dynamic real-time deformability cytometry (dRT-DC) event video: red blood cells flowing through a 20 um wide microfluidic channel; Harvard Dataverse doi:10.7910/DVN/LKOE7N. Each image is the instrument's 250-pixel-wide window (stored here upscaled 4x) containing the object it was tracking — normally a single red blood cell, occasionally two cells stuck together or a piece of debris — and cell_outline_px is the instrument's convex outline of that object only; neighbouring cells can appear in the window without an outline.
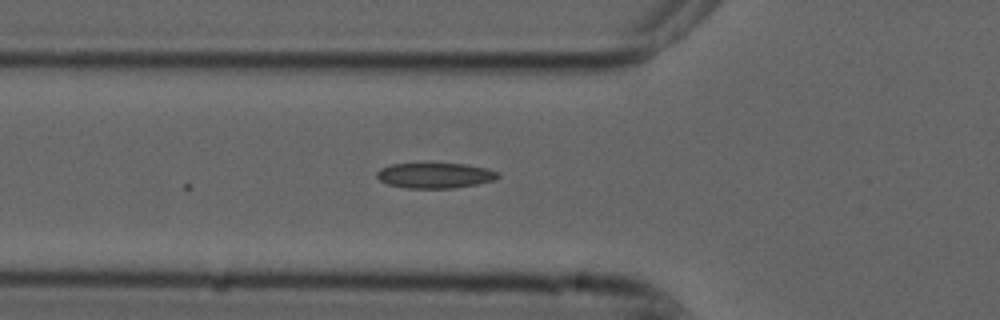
{"species": "common noctule bat (a hibernating species)", "species_latin": "Nyctalus noctula", "temperature_condition": "cold", "stored_images_in_passage": 3, "camera_frame_rate_fps": 3000, "um_per_image_px": 0.085, "animal": {"sex": "male", "forearm_length_mm": 52.5}, "frame": {"image": 1, "passage_image": 3, "time_ms": 0.667, "image_size_px": [1000, 320], "cell_outline_px": [[500, 176], [496, 180], [476, 184], [452, 188], [408, 188], [388, 184], [380, 180], [376, 176], [376, 172], [380, 168], [392, 164], [468, 164], [488, 168], [496, 172]], "centroid_in_image_um": [36.99, 14.91], "position_along_channel_um": 88.8, "area_um2": 17.8}}